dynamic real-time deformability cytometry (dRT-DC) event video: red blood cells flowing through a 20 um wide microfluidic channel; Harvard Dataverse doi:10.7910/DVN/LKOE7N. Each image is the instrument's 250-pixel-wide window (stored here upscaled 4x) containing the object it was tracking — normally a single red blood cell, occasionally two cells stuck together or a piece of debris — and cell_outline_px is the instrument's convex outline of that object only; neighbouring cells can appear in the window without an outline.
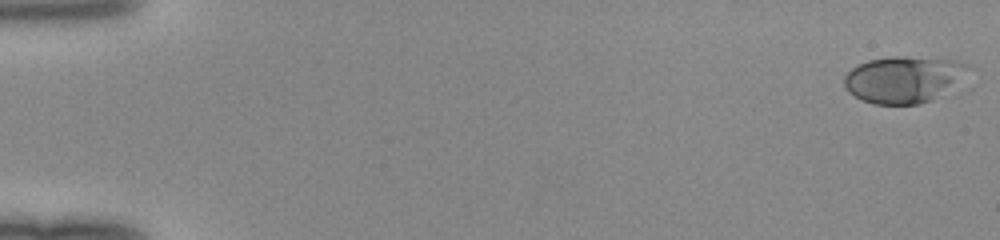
{"species": "human", "species_latin": "Homo sapiens", "temperature_condition": "room temperature", "stored_images_in_passage": 50, "camera_frame_rate_fps": 3000, "um_per_image_px": 0.085, "donor": {"sex": "female"}, "frame": {"image": 1, "passage_image": 1, "time_ms": 0.0, "image_size_px": [1000, 240], "cell_outline_px": [[964, 64], [960, 92], [920, 104], [872, 104], [860, 100], [848, 92], [844, 84], [844, 76], [852, 68], [868, 60], [892, 56], [904, 56], [956, 60]], "centroid_in_image_um": [76.86, 6.8], "position_along_channel_um": 8.1, "area_um2": 34.51}}
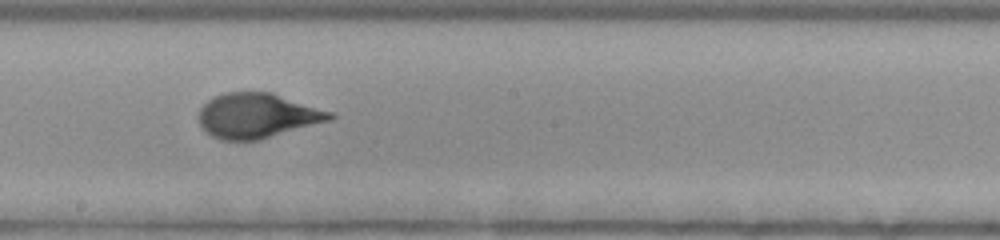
{"frame": {"image": 2, "passage_image": 29, "time_ms": 9.333, "image_size_px": [1000, 240], "cell_outline_px": [[336, 116], [332, 120], [260, 140], [220, 140], [212, 136], [200, 124], [200, 108], [212, 96], [224, 92], [272, 92], [336, 112]], "centroid_in_image_um": [21.94, 9.82], "position_along_channel_um": 226.3, "area_um2": 34.68}}
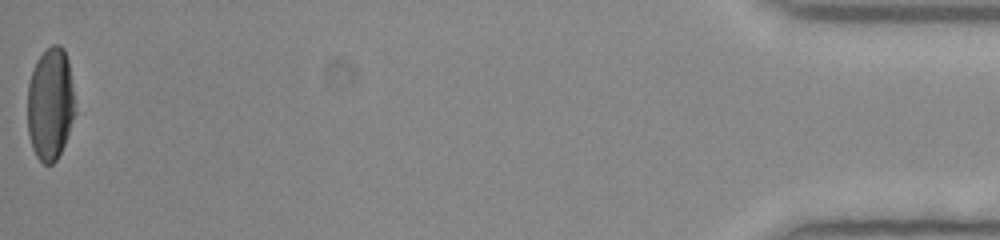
{"frame": {"image": 3, "passage_image": 50, "time_ms": 16.333, "image_size_px": [1000, 240], "cell_outline_px": [[76, 112], [64, 144], [56, 160], [52, 164], [44, 164], [36, 156], [32, 148], [28, 132], [28, 84], [36, 60], [52, 44], [60, 44], [64, 48], [68, 60]], "centroid_in_image_um": [4.28, 8.84], "position_along_channel_um": 430.9, "area_um2": 31.15}}